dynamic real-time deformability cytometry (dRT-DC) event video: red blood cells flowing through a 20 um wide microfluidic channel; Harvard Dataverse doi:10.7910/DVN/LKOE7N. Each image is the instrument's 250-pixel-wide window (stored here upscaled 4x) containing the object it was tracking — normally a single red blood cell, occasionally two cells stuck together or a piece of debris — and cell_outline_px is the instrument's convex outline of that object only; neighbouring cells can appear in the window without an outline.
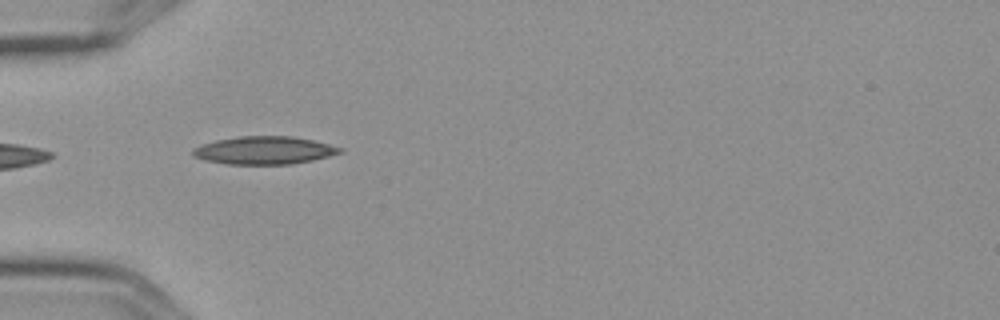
{"species": "Egyptian fruit bat (a non-hibernating species)", "species_latin": "Rousettus aegyptiacus", "temperature_condition": "cold", "stored_images_in_passage": 5, "camera_frame_rate_fps": 3000, "um_per_image_px": 0.085, "frame": {"image": 1, "passage_image": 4, "time_ms": 1.0, "image_size_px": [1000, 320], "cell_outline_px": [[344, 152], [312, 160], [292, 164], [228, 164], [204, 160], [192, 156], [192, 148], [216, 140], [240, 136], [292, 136], [312, 140], [344, 148]], "centroid_in_image_um": [22.46, 12.78], "position_along_channel_um": 62.5, "area_um2": 23.87}}
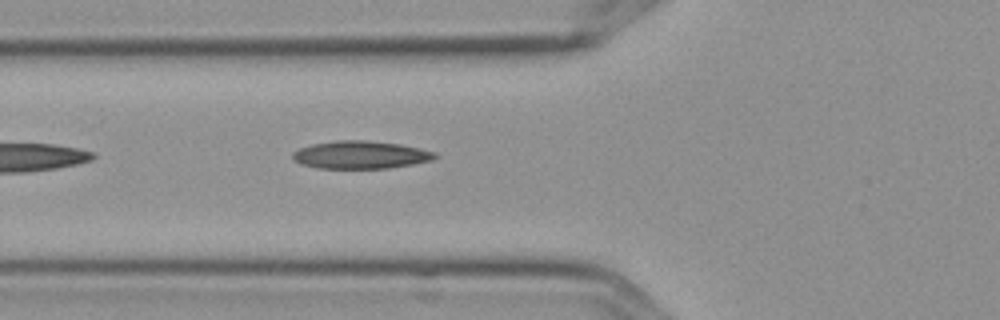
{"frame": {"image": 2, "passage_image": 5, "time_ms": 1.333, "image_size_px": [1000, 320], "cell_outline_px": [[440, 156], [432, 160], [412, 164], [388, 168], [320, 168], [300, 164], [292, 160], [292, 152], [300, 148], [312, 144], [336, 140], [368, 140], [400, 144], [420, 148], [436, 152]], "centroid_in_image_um": [30.65, 13.15], "position_along_channel_um": 95.1, "area_um2": 23.18}}